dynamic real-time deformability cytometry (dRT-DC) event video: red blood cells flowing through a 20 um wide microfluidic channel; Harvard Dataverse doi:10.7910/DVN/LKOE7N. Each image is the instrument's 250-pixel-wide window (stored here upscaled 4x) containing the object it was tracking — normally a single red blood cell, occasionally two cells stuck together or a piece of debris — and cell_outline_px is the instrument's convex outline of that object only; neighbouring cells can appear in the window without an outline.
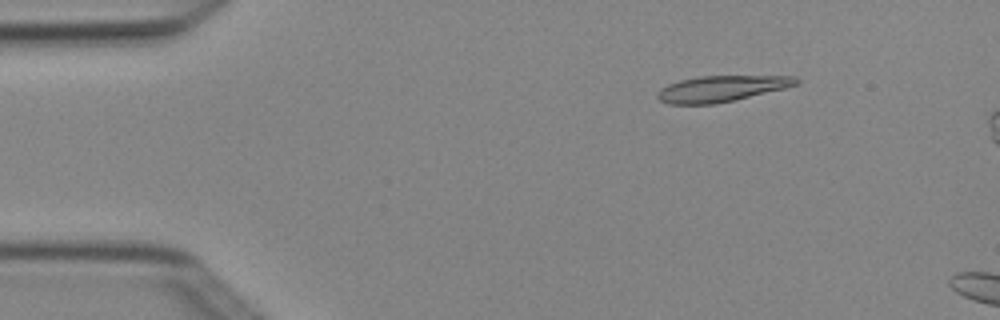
{"species": "Egyptian fruit bat (a non-hibernating species)", "species_latin": "Rousettus aegyptiacus", "temperature_condition": "cold", "stored_images_in_passage": 4, "camera_frame_rate_fps": 3000, "um_per_image_px": 0.085, "animal": {"sex": "female"}, "frame": {"image": 1, "passage_image": 2, "time_ms": 0.333, "image_size_px": [1000, 320], "cell_outline_px": [[800, 80], [796, 84], [784, 88], [716, 104], [668, 104], [660, 100], [656, 96], [656, 92], [660, 88], [668, 84], [680, 80], [700, 76], [796, 76]], "centroid_in_image_um": [61.26, 7.53], "position_along_channel_um": 23.7, "area_um2": 20.87}}